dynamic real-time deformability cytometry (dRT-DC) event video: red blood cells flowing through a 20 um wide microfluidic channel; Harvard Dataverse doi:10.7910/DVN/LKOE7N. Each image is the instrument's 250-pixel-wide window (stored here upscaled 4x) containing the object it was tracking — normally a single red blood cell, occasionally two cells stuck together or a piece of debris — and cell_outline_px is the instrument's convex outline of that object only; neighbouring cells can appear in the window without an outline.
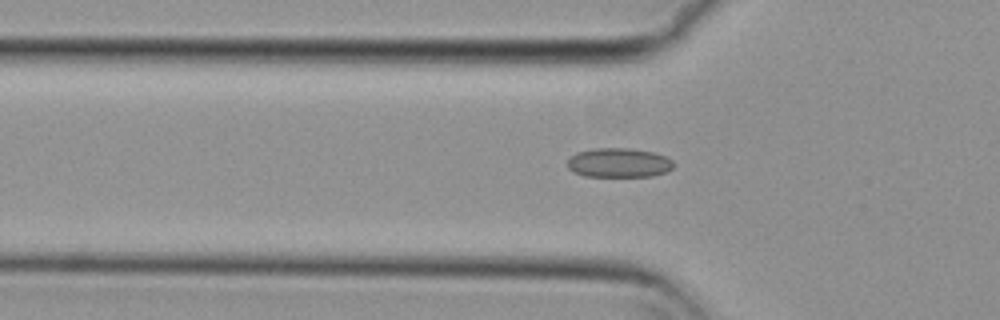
{"species": "common noctule bat (a hibernating species)", "species_latin": "Nyctalus noctula", "temperature_condition": "cold", "stored_images_in_passage": 54, "camera_frame_rate_fps": 3000, "um_per_image_px": 0.085, "animal": {"sex": "female", "body_mass_g": 29.2, "forearm_length_mm": 56.3}, "frame": {"image": 1, "passage_image": 18, "time_ms": 5.667, "image_size_px": [1000, 320], "cell_outline_px": [[676, 164], [668, 172], [652, 176], [584, 176], [572, 172], [568, 168], [568, 160], [576, 152], [592, 148], [628, 148], [652, 152], [664, 156], [672, 160]], "centroid_in_image_um": [52.6, 13.83], "position_along_channel_um": 73.2, "area_um2": 18.26}}
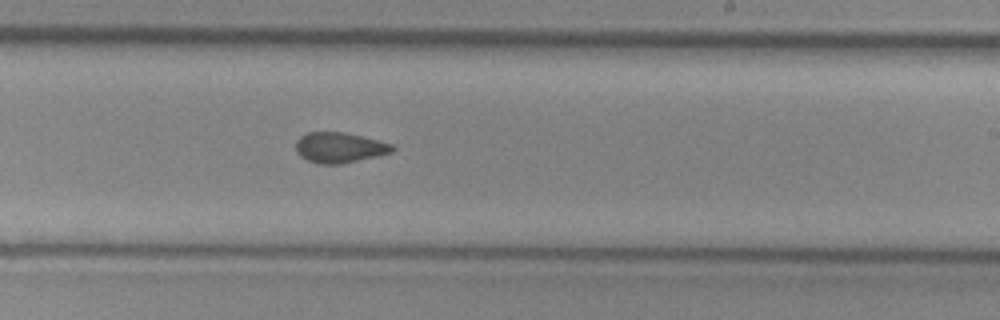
{"frame": {"image": 2, "passage_image": 33, "time_ms": 10.667, "image_size_px": [1000, 320], "cell_outline_px": [[396, 148], [392, 152], [380, 156], [340, 164], [320, 164], [308, 160], [300, 156], [296, 152], [296, 140], [300, 136], [308, 132], [344, 132], [380, 140], [392, 144]], "centroid_in_image_um": [28.88, 12.54], "position_along_channel_um": 260.1, "area_um2": 17.28}}
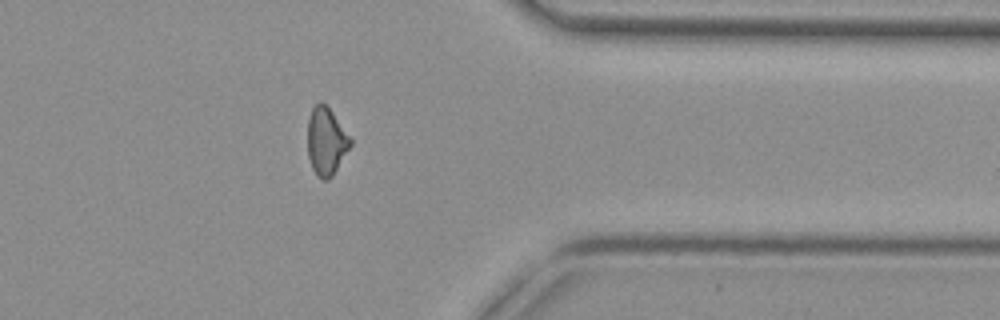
{"frame": {"image": 3, "passage_image": 44, "time_ms": 14.333, "image_size_px": [1000, 320], "cell_outline_px": [[352, 144], [332, 176], [328, 180], [320, 180], [316, 176], [312, 168], [308, 156], [308, 116], [312, 108], [320, 100], [332, 112], [352, 136]], "centroid_in_image_um": [27.74, 12.02], "position_along_channel_um": 383.7, "area_um2": 17.11}, "authors_computed_cell_mechanics": {"area_um2": 17.4556, "velocity_mm_per_s": 3.7357, "shape_relaxation_time_tau1_ms": null, "shape_relaxation_time_tau2_ms": 3.1374, "deformation_change_tau1": null, "deformation_change_tau2": 0.076}}